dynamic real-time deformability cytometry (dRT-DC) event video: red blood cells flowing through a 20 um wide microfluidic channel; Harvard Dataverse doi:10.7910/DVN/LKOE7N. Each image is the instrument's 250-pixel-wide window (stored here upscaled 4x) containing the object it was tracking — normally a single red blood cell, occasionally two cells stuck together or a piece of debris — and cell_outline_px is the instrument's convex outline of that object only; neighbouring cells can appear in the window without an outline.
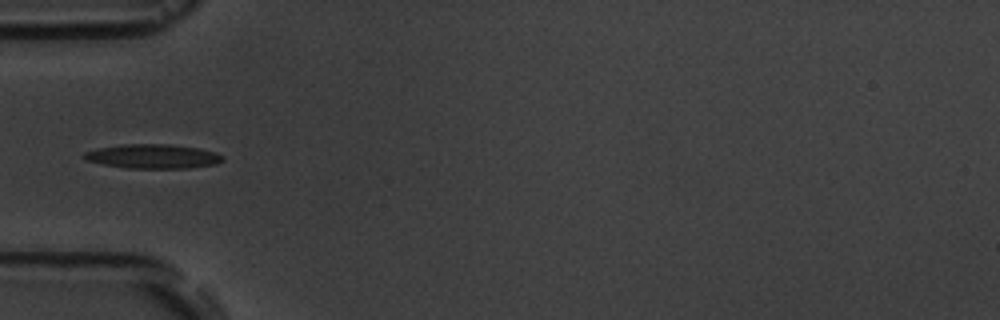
{"species": "common noctule bat (a hibernating species)", "species_latin": "Nyctalus noctula", "temperature_condition": "room temperature", "stored_images_in_passage": 4, "camera_frame_rate_fps": 3000, "um_per_image_px": 0.085, "animal": {"sex": "male", "body_mass_g": 19.5, "forearm_length_mm": 54.6}, "frame": {"image": 1, "passage_image": 4, "time_ms": 4.333, "image_size_px": [1000, 320], "cell_outline_px": [[224, 160], [216, 164], [188, 168], [128, 168], [104, 164], [84, 160], [80, 156], [84, 152], [100, 148], [124, 144], [168, 144], [196, 148], [212, 152], [224, 156]], "centroid_in_image_um": [12.96, 13.29], "position_along_channel_um": 72.0, "area_um2": 19.42}}